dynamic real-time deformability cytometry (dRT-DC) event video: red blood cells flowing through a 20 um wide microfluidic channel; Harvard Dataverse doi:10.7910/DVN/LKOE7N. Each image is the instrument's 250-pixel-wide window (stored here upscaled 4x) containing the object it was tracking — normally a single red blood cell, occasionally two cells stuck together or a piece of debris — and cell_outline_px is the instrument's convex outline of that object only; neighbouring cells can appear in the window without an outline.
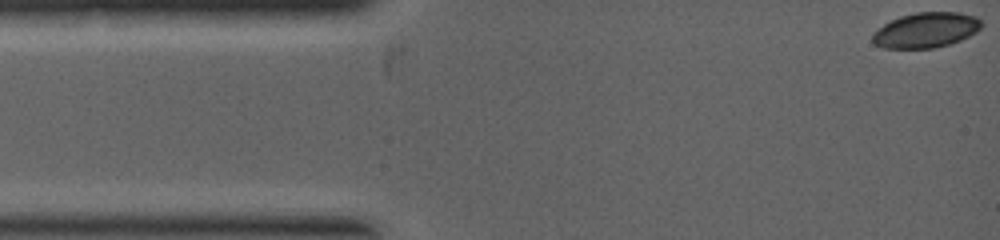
{"species": "common noctule bat (a hibernating species)", "species_latin": "Nyctalus noctula", "temperature_condition": "warm", "stored_images_in_passage": 4, "camera_frame_rate_fps": 5000, "um_per_image_px": 0.085, "animal": {"sex": "female", "body_mass_g": 19.0, "forearm_length_mm": 53.3}, "frame": {"image": 1, "passage_image": 1, "time_ms": 0.0, "image_size_px": [1000, 240], "cell_outline_px": [[980, 28], [976, 32], [960, 40], [948, 44], [932, 48], [884, 48], [876, 44], [872, 40], [872, 32], [884, 24], [900, 16], [916, 12], [960, 12], [976, 16], [980, 20]], "centroid_in_image_um": [78.69, 2.55], "position_along_channel_um": 6.3, "area_um2": 22.2}}
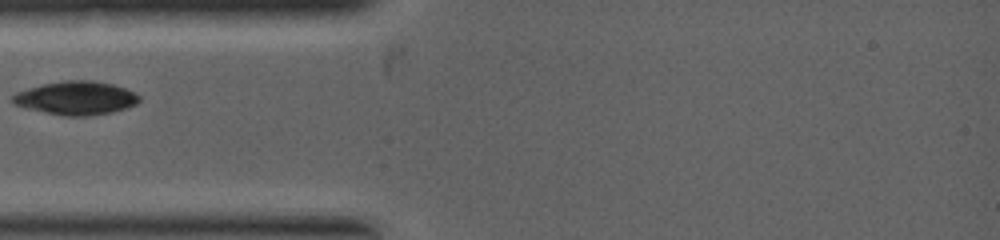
{"frame": {"image": 2, "passage_image": 4, "time_ms": 2.2, "image_size_px": [1000, 240], "cell_outline_px": [[140, 100], [136, 104], [112, 112], [84, 116], [64, 116], [24, 108], [16, 104], [12, 100], [12, 96], [16, 92], [28, 88], [44, 84], [64, 80], [92, 80], [112, 84], [136, 92], [140, 96]], "centroid_in_image_um": [6.47, 8.33], "position_along_channel_um": 78.5, "area_um2": 24.62}}